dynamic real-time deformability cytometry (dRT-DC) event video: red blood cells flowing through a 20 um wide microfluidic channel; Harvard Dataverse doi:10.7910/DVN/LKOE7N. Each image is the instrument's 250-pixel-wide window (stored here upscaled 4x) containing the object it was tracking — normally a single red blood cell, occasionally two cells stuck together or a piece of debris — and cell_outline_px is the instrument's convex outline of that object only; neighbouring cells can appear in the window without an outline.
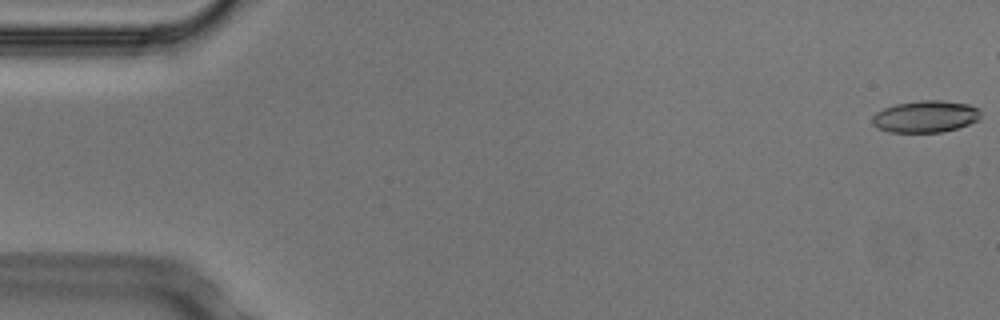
{"species": "Egyptian fruit bat (a non-hibernating species)", "species_latin": "Rousettus aegyptiacus", "temperature_condition": "cold", "stored_images_in_passage": 44, "camera_frame_rate_fps": 3000, "um_per_image_px": 0.085, "animal": {"sex": "male"}, "frame": {"image": 1, "passage_image": 1, "time_ms": 0.0, "image_size_px": [1000, 320], "cell_outline_px": [[980, 120], [956, 128], [940, 132], [888, 132], [876, 128], [872, 124], [872, 116], [876, 112], [884, 108], [896, 104], [920, 100], [940, 100], [968, 104], [980, 108]], "centroid_in_image_um": [78.65, 9.9], "position_along_channel_um": 6.3, "area_um2": 20.23}}
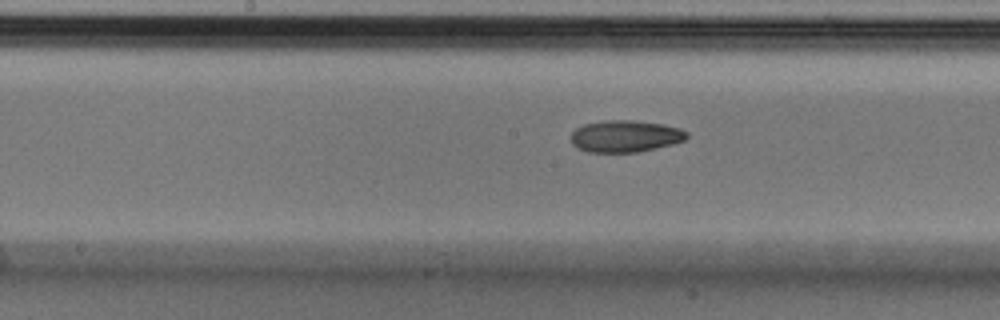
{"frame": {"image": 2, "passage_image": 27, "time_ms": 8.667, "image_size_px": [1000, 320], "cell_outline_px": [[688, 136], [684, 140], [672, 144], [636, 152], [588, 152], [576, 148], [572, 144], [572, 132], [576, 128], [584, 124], [608, 120], [632, 120], [664, 124], [680, 128], [688, 132]], "centroid_in_image_um": [53.14, 11.57], "position_along_channel_um": 195.1, "area_um2": 21.44}}
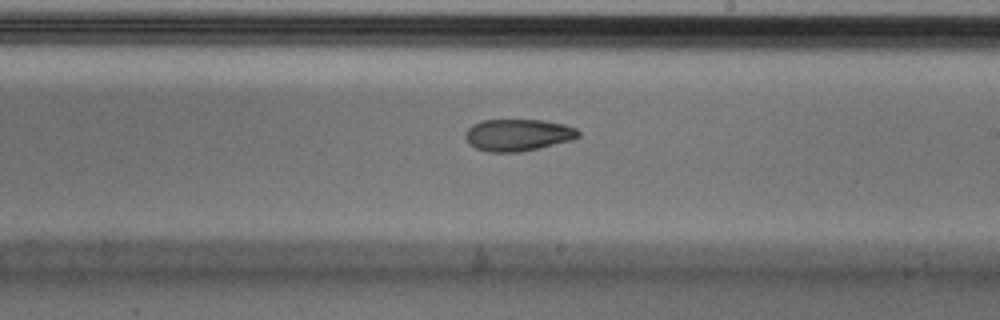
{"frame": {"image": 3, "passage_image": 31, "time_ms": 10.0, "image_size_px": [1000, 320], "cell_outline_px": [[580, 136], [572, 140], [540, 148], [520, 152], [488, 152], [476, 148], [468, 144], [464, 136], [464, 132], [472, 124], [480, 120], [544, 120], [564, 124], [576, 128], [580, 132]], "centroid_in_image_um": [44.0, 11.47], "position_along_channel_um": 245.0, "area_um2": 21.33}}